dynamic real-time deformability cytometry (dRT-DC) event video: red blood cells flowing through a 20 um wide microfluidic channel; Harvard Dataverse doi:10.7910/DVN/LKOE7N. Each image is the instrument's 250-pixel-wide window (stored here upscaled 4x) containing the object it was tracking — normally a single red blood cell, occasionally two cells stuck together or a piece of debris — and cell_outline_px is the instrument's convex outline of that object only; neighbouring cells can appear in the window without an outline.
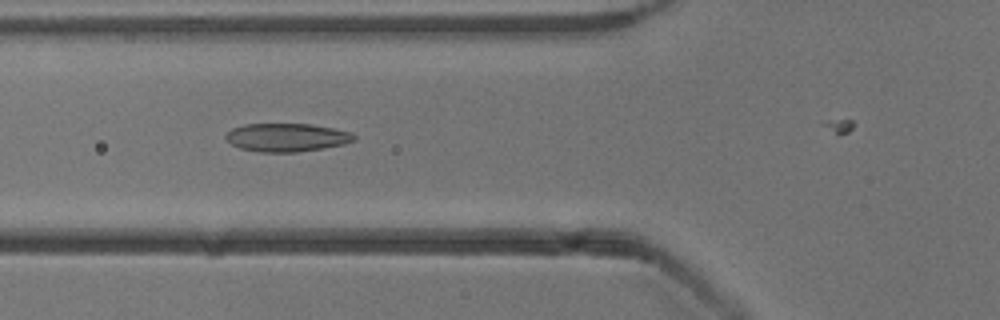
{"species": "common noctule bat (a hibernating species)", "species_latin": "Nyctalus noctula", "temperature_condition": "cold", "stored_images_in_passage": 19, "camera_frame_rate_fps": 3000, "um_per_image_px": 0.085, "animal": {"sex": "male", "body_mass_g": 13.3}, "frame": {"image": 1, "passage_image": 16, "time_ms": 5.0, "image_size_px": [1000, 320], "cell_outline_px": [[356, 140], [344, 144], [324, 148], [296, 152], [260, 152], [240, 148], [232, 144], [224, 136], [232, 128], [244, 124], [312, 124], [352, 132], [356, 136]], "centroid_in_image_um": [24.4, 11.68], "position_along_channel_um": 101.4, "area_um2": 21.15}}